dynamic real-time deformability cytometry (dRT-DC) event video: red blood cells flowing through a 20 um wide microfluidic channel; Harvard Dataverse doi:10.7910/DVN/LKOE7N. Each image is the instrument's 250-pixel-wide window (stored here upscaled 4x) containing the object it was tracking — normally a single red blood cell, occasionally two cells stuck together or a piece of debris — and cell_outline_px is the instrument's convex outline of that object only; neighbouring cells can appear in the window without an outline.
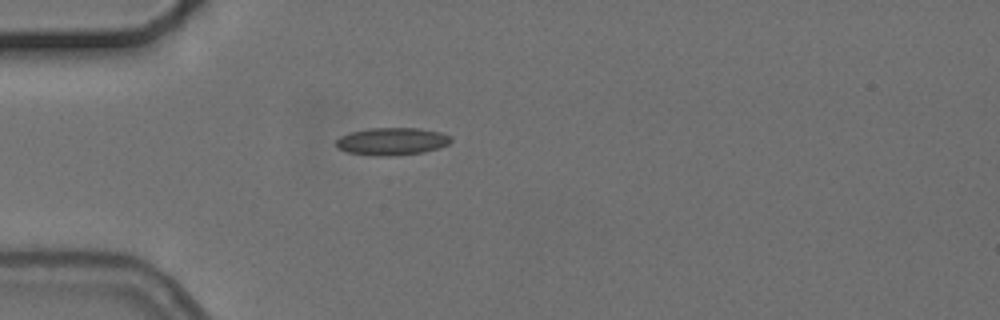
{"species": "common noctule bat (a hibernating species)", "species_latin": "Nyctalus noctula", "temperature_condition": "cold", "stored_images_in_passage": 1, "camera_frame_rate_fps": 3000, "um_per_image_px": 0.085, "animal": {"sex": "female", "body_mass_g": 24.6, "forearm_length_mm": 56.2}, "frame": {"image": 1, "passage_image": 1, "time_ms": 0.0, "image_size_px": [1000, 320], "cell_outline_px": [[452, 140], [448, 144], [440, 148], [424, 152], [392, 156], [376, 156], [348, 152], [336, 148], [336, 140], [340, 136], [352, 132], [368, 128], [420, 128], [440, 132], [452, 136]], "centroid_in_image_um": [33.33, 12.02], "position_along_channel_um": 51.7, "area_um2": 18.55}}